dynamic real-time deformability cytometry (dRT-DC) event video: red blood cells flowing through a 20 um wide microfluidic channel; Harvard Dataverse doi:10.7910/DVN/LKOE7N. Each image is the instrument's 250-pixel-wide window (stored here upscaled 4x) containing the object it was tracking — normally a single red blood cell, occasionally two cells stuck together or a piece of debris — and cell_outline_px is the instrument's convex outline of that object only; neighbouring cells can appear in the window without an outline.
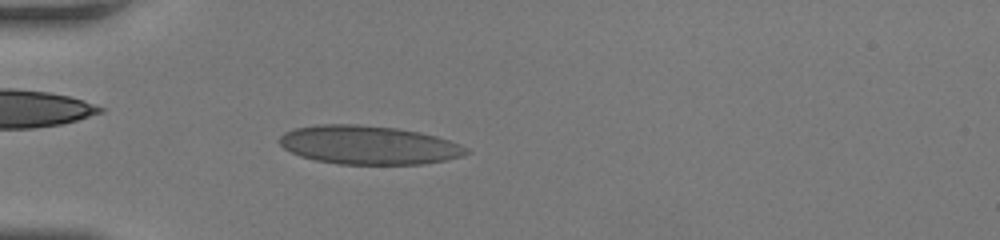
{"species": "human", "species_latin": "Homo sapiens", "temperature_condition": "room temperature", "stored_images_in_passage": 50, "camera_frame_rate_fps": 3000, "um_per_image_px": 0.085, "donor": {"sex": "female"}, "frame": {"image": 1, "passage_image": 16, "time_ms": 5.0, "image_size_px": [1000, 240], "cell_outline_px": [[472, 152], [464, 156], [448, 160], [424, 164], [336, 164], [316, 160], [300, 156], [284, 148], [276, 140], [284, 132], [296, 128], [316, 124], [360, 124], [396, 128], [420, 132], [436, 136], [460, 144], [468, 148]], "centroid_in_image_um": [31.35, 12.33], "position_along_channel_um": 53.6, "area_um2": 42.48}}
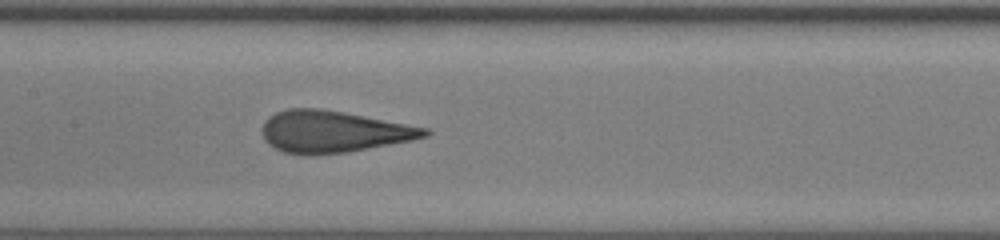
{"frame": {"image": 2, "passage_image": 26, "time_ms": 8.333, "image_size_px": [1000, 240], "cell_outline_px": [[432, 132], [428, 136], [412, 140], [348, 152], [304, 156], [284, 152], [268, 144], [264, 140], [260, 128], [264, 120], [268, 116], [276, 112], [288, 108], [320, 108], [344, 112], [428, 128]], "centroid_in_image_um": [28.28, 11.19], "position_along_channel_um": 179.1, "area_um2": 39.88}}
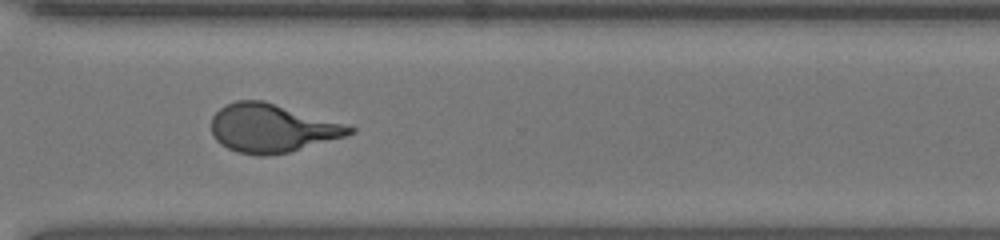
{"frame": {"image": 3, "passage_image": 38, "time_ms": 12.333, "image_size_px": [1000, 240], "cell_outline_px": [[356, 132], [344, 136], [288, 152], [268, 156], [256, 156], [236, 152], [220, 144], [212, 136], [212, 116], [224, 104], [236, 100], [264, 100], [356, 128]], "centroid_in_image_um": [23.04, 10.9], "position_along_channel_um": 347.6, "area_um2": 38.73}, "authors_computed_cell_mechanics": {"area_um2": 39.3329, "velocity_mm_per_s": 4.2149, "shape_relaxation_time_tau1_ms": 9.5288, "shape_relaxation_time_tau2_ms": null, "deformation_change_tau1": 0.3253, "deformation_change_tau2": null}}